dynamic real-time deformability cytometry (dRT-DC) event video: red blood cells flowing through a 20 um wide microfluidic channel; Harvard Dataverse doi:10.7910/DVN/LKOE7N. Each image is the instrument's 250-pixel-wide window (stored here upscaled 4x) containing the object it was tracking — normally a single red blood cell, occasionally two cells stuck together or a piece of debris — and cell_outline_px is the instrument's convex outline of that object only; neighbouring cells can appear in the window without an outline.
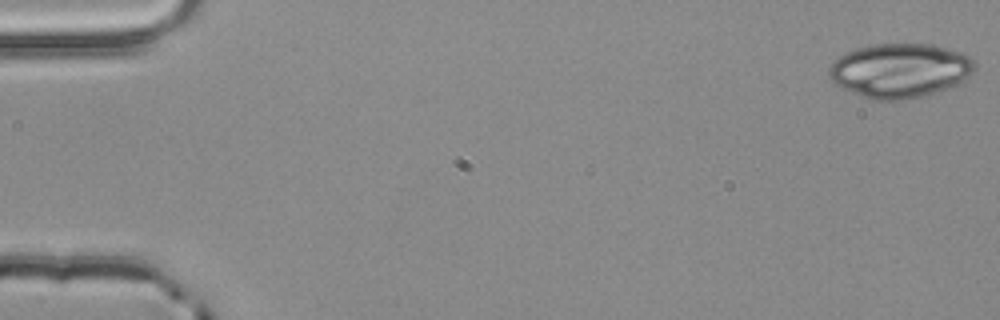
{"species": "common noctule bat (a hibernating species)", "species_latin": "Nyctalus noctula", "temperature_condition": "room temperature", "stored_images_in_passage": 13, "camera_frame_rate_fps": 3000, "um_per_image_px": 0.085, "animal": {"sex": "male", "body_mass_g": 20.4}, "frame": {"image": 1, "passage_image": 1, "time_ms": 0.0, "image_size_px": [1000, 320], "cell_outline_px": [[976, 64], [972, 76], [948, 88], [920, 96], [904, 100], [868, 100], [832, 84], [828, 76], [828, 68], [840, 56], [856, 48], [872, 44], [932, 44], [964, 52], [972, 56]], "centroid_in_image_um": [76.5, 6.0], "position_along_channel_um": 8.5, "area_um2": 46.7}}